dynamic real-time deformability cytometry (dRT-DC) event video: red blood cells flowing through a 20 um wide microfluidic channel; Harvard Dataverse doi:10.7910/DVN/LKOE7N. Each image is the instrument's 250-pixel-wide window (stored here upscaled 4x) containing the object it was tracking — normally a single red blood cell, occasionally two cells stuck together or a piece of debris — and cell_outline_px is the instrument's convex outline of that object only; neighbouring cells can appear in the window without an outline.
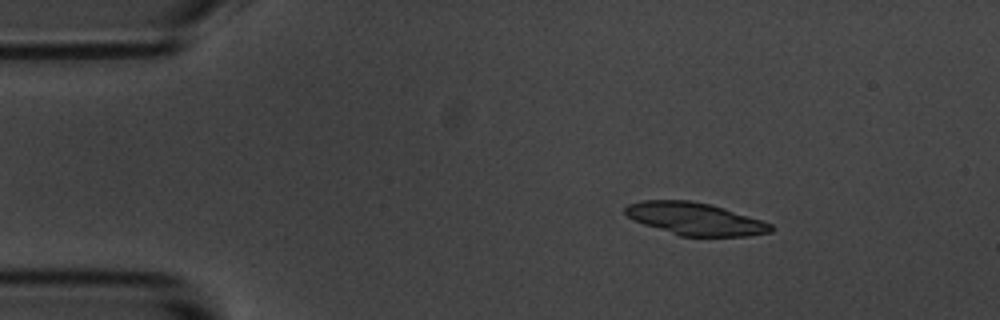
{"species": "common noctule bat (a hibernating species)", "species_latin": "Nyctalus noctula", "temperature_condition": "room temperature", "stored_images_in_passage": 4, "camera_frame_rate_fps": 3000, "um_per_image_px": 0.085, "animal": {"sex": "male", "body_mass_g": 20.1, "forearm_length_mm": 53.5}, "frame": {"image": 1, "passage_image": 2, "time_ms": 1.333, "image_size_px": [1000, 320], "cell_outline_px": [[772, 232], [748, 236], [680, 236], [632, 220], [624, 212], [624, 208], [628, 204], [640, 200], [692, 200], [712, 204], [772, 224]], "centroid_in_image_um": [59.05, 18.59], "position_along_channel_um": 26.0, "area_um2": 27.51}}